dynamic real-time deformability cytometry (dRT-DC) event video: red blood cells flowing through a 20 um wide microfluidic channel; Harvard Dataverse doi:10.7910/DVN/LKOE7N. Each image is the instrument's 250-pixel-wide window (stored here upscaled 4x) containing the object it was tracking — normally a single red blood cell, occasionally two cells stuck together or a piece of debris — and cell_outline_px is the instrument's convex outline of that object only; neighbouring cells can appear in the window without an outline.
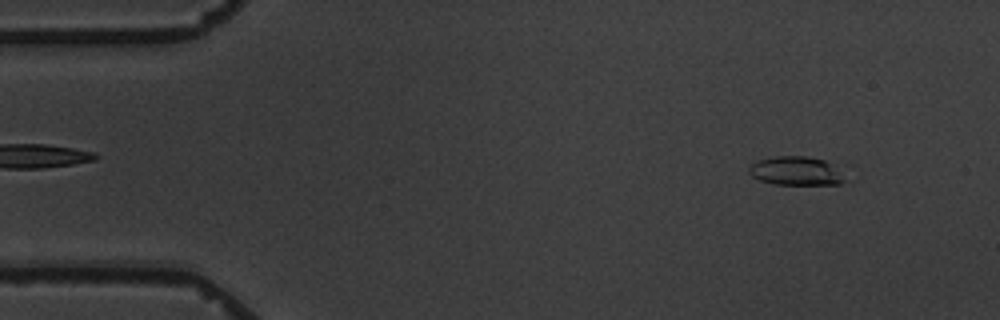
{"species": "common noctule bat (a hibernating species)", "species_latin": "Nyctalus noctula", "temperature_condition": "warm", "stored_images_in_passage": 3, "camera_frame_rate_fps": 3000, "um_per_image_px": 0.085, "animal": {"sex": "male", "body_mass_g": 19.5, "forearm_length_mm": 54.6}, "frame": {"image": 1, "passage_image": 1, "time_ms": 0.0, "image_size_px": [1000, 320], "cell_outline_px": [[856, 180], [840, 184], [776, 184], [760, 180], [752, 176], [748, 172], [748, 168], [756, 160], [776, 156], [808, 156], [852, 164]], "centroid_in_image_um": [68.14, 14.51], "position_along_channel_um": 16.9, "area_um2": 18.26}}